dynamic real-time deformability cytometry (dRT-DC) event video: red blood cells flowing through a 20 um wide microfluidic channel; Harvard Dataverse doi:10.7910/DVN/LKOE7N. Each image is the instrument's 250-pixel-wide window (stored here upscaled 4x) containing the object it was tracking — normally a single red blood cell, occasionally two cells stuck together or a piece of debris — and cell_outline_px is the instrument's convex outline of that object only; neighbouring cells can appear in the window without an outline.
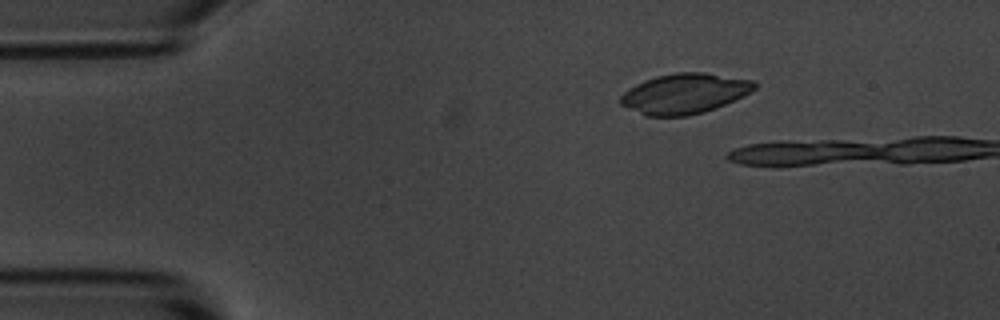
{"species": "common noctule bat (a hibernating species)", "species_latin": "Nyctalus noctula", "temperature_condition": "room temperature", "stored_images_in_passage": 6, "camera_frame_rate_fps": 3000, "um_per_image_px": 0.085, "animal": {"sex": "male", "body_mass_g": 20.1, "forearm_length_mm": 53.5}, "frame": {"image": 1, "passage_image": 2, "time_ms": 1.333, "image_size_px": [1000, 320], "cell_outline_px": [[756, 88], [744, 96], [716, 108], [704, 112], [688, 116], [644, 116], [620, 104], [620, 96], [628, 88], [644, 80], [656, 76], [676, 72], [704, 72], [752, 80], [756, 84]], "centroid_in_image_um": [58.16, 7.96], "position_along_channel_um": 26.8, "area_um2": 31.5}}